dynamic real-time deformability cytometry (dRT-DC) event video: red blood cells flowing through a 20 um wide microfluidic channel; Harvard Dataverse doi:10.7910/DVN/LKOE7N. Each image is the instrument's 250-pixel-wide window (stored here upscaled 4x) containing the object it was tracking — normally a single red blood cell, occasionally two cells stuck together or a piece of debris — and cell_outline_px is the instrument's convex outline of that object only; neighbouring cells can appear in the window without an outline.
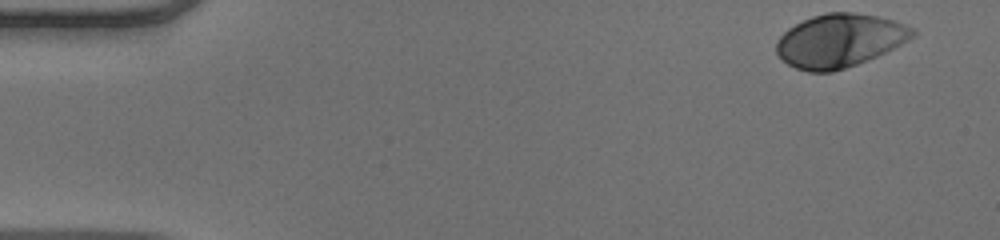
{"species": "human", "species_latin": "Homo sapiens", "temperature_condition": "warm", "stored_images_in_passage": 49, "camera_frame_rate_fps": 3000, "um_per_image_px": 0.085, "donor": {"sex": "male"}, "frame": {"image": 1, "passage_image": 1, "time_ms": 0.0, "image_size_px": [1000, 240], "cell_outline_px": [[916, 36], [876, 56], [856, 64], [832, 72], [808, 72], [796, 68], [788, 64], [776, 52], [776, 40], [788, 28], [812, 16], [828, 12], [852, 12], [880, 16], [916, 28]], "centroid_in_image_um": [71.37, 3.44], "position_along_channel_um": 13.6, "area_um2": 42.14}}
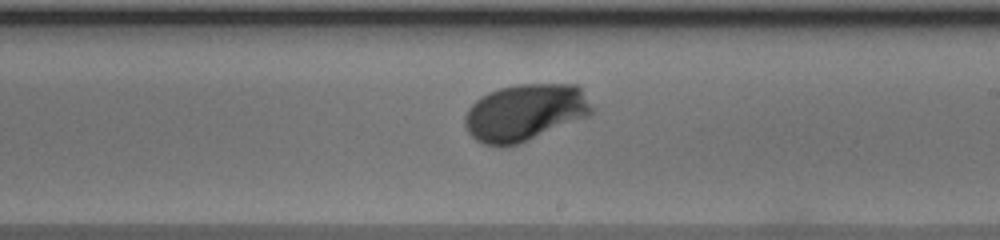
{"frame": {"image": 2, "passage_image": 28, "time_ms": 9.0, "image_size_px": [1000, 240], "cell_outline_px": [[592, 112], [588, 116], [528, 140], [516, 144], [484, 144], [476, 140], [468, 132], [464, 124], [464, 116], [468, 108], [480, 96], [488, 92], [500, 88], [516, 84], [576, 84], [580, 88], [592, 108]], "centroid_in_image_um": [44.59, 9.53], "position_along_channel_um": 244.4, "area_um2": 41.5}}
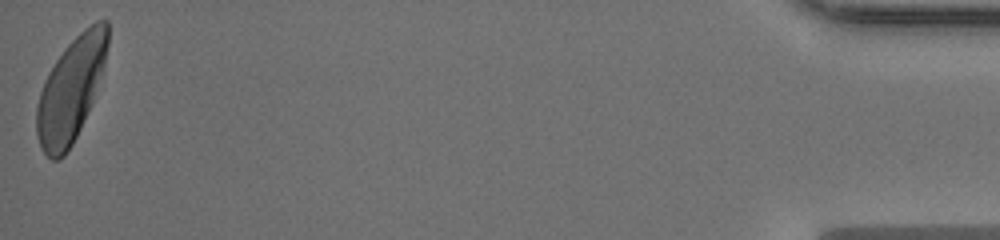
{"frame": {"image": 3, "passage_image": 49, "time_ms": 16.0, "image_size_px": [1000, 240], "cell_outline_px": [[108, 44], [104, 68], [92, 104], [72, 144], [64, 156], [60, 160], [52, 160], [44, 152], [36, 136], [36, 108], [40, 92], [44, 80], [48, 72], [64, 48], [84, 28], [96, 20], [108, 20]], "centroid_in_image_um": [6.03, 7.61], "position_along_channel_um": 429.2, "area_um2": 43.0}, "authors_computed_cell_mechanics": {"area_um2": 41.1536, "velocity_mm_per_s": 3.9714, "shape_relaxation_time_tau1_ms": 2.0041, "shape_relaxation_time_tau2_ms": null, "deformation_change_tau1": 0.1525, "deformation_change_tau2": null}}